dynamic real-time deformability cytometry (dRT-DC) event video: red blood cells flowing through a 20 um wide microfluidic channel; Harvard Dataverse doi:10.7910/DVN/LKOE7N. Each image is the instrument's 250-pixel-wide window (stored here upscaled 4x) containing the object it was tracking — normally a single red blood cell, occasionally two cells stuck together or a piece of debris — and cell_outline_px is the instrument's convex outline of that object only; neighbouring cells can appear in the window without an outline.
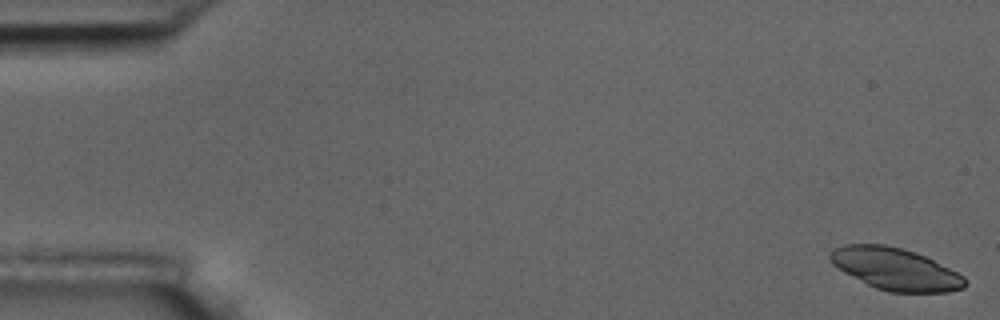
{"species": "common noctule bat (a hibernating species)", "species_latin": "Nyctalus noctula", "temperature_condition": "room temperature", "stored_images_in_passage": 6, "camera_frame_rate_fps": 3000, "um_per_image_px": 0.085, "animal": {"sex": "male", "body_mass_g": 17.5, "forearm_length_mm": 52.3}, "frame": {"image": 1, "passage_image": 1, "time_ms": 0.0, "image_size_px": [1000, 320], "cell_outline_px": [[968, 280], [964, 288], [948, 292], [888, 292], [876, 288], [844, 272], [832, 264], [828, 256], [836, 248], [844, 244], [884, 244], [900, 248], [924, 256], [964, 276]], "centroid_in_image_um": [76.11, 22.87], "position_along_channel_um": 8.9, "area_um2": 32.6}}